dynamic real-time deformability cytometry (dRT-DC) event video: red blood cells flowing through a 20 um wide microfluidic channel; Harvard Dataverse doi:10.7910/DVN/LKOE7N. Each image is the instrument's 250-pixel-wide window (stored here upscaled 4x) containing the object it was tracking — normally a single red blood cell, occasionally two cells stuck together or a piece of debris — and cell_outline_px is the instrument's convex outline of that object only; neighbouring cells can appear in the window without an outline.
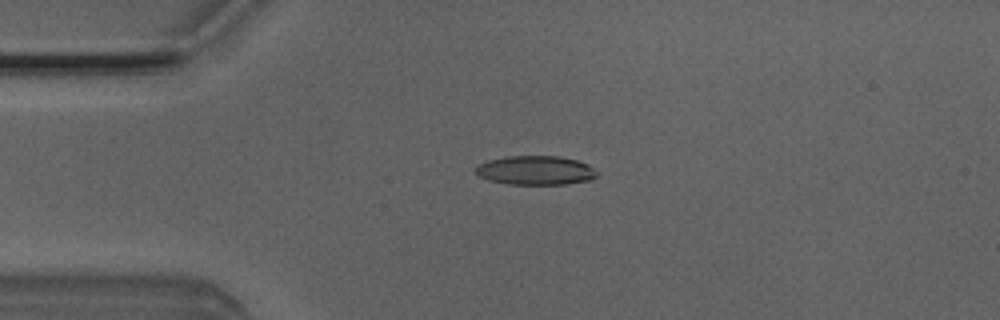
{"species": "Egyptian fruit bat (a non-hibernating species)", "species_latin": "Rousettus aegyptiacus", "temperature_condition": "room temperature", "stored_images_in_passage": 4, "camera_frame_rate_fps": 3000, "um_per_image_px": 0.085, "animal": {"sex": "male"}, "frame": {"image": 1, "passage_image": 3, "time_ms": 0.667, "image_size_px": [1000, 320], "cell_outline_px": [[600, 172], [592, 180], [564, 184], [508, 184], [488, 180], [476, 176], [476, 168], [480, 164], [488, 160], [508, 156], [560, 156], [580, 160], [588, 164]], "centroid_in_image_um": [45.57, 14.48], "position_along_channel_um": 39.4, "area_um2": 20.81}}